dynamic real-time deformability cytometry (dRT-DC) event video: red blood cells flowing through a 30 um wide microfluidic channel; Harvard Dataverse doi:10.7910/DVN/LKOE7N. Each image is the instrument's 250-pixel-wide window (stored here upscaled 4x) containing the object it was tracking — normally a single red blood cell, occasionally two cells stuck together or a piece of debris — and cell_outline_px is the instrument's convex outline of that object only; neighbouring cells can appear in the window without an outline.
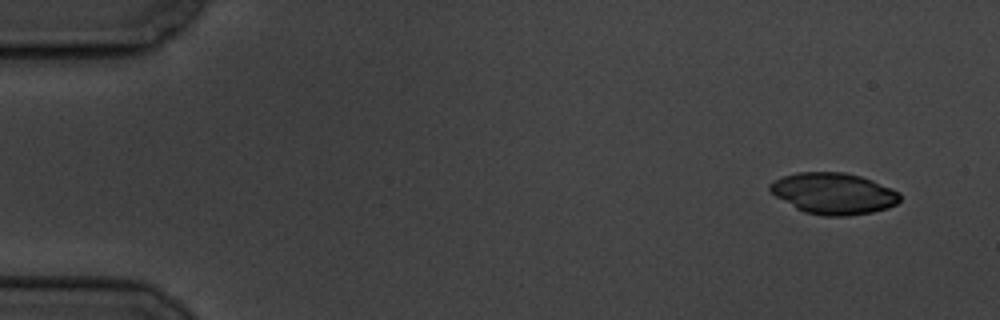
{"species": "common noctule bat (a hibernating species)", "species_latin": "Nyctalus noctula", "temperature_condition": "cold", "stored_images_in_passage": 6, "camera_frame_rate_fps": 3000, "um_per_image_px": 0.085, "animal": {"sex": "male", "body_mass_g": 19.5, "forearm_length_mm": 54.6}, "frame": {"image": 1, "passage_image": 1, "time_ms": 0.0, "image_size_px": [1000, 320], "cell_outline_px": [[900, 200], [896, 204], [888, 208], [872, 212], [848, 216], [824, 216], [804, 212], [796, 208], [776, 196], [768, 188], [768, 184], [772, 180], [796, 172], [844, 172], [860, 176], [872, 180], [892, 188], [900, 192]], "centroid_in_image_um": [70.85, 16.44], "position_along_channel_um": 14.1, "area_um2": 31.39}}